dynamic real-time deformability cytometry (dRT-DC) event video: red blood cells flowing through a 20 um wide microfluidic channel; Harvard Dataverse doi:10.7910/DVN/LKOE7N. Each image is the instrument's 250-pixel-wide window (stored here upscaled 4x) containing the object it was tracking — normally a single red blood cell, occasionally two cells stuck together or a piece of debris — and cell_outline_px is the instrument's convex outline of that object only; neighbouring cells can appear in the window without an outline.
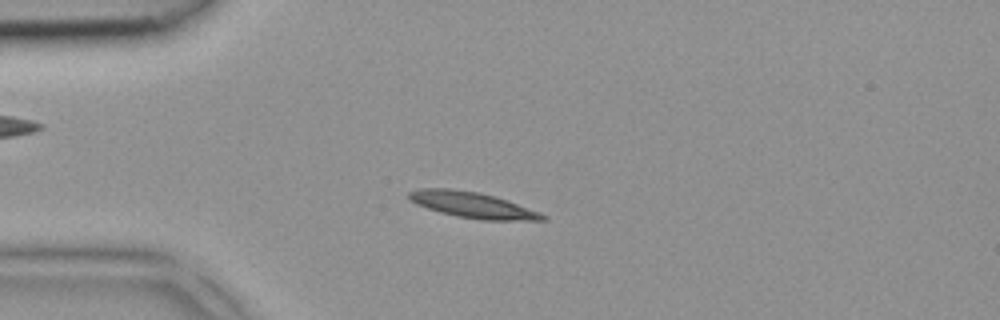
{"species": "common noctule bat (a hibernating species)", "species_latin": "Nyctalus noctula", "temperature_condition": "room temperature", "stored_images_in_passage": 5, "camera_frame_rate_fps": 3000, "um_per_image_px": 0.085, "animal": {"sex": "female", "body_mass_g": 18.4}, "frame": {"image": 1, "passage_image": 4, "time_ms": 1.0, "image_size_px": [1000, 320], "cell_outline_px": [[548, 220], [480, 220], [456, 216], [440, 212], [416, 204], [408, 196], [408, 192], [420, 188], [448, 188], [476, 192], [508, 200], [540, 212], [548, 216]], "centroid_in_image_um": [40.19, 17.43], "position_along_channel_um": 44.8, "area_um2": 20.0}}